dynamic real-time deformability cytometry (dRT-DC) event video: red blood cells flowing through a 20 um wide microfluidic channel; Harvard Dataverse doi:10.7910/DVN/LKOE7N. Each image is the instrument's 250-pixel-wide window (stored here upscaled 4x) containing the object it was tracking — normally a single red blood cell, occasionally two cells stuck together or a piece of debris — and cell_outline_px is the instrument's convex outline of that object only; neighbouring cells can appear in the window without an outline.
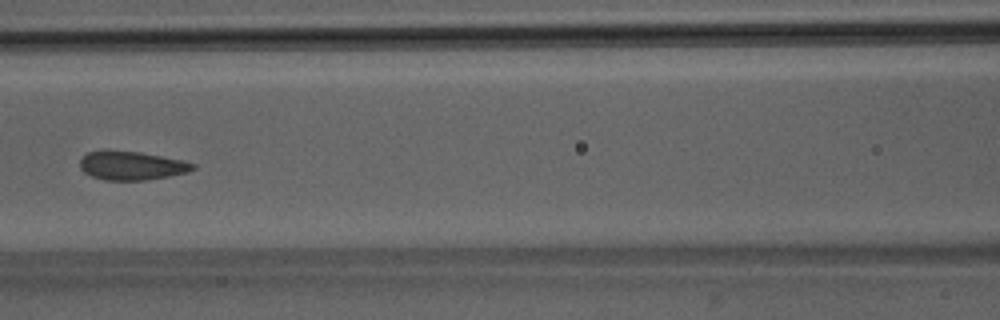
{"species": "Egyptian fruit bat (a non-hibernating species)", "species_latin": "Rousettus aegyptiacus", "temperature_condition": "room temperature", "stored_images_in_passage": 7, "camera_frame_rate_fps": 3000, "um_per_image_px": 0.085, "animal": {"sex": "male"}, "frame": {"image": 1, "passage_image": 6, "time_ms": 6.0, "image_size_px": [1000, 320], "cell_outline_px": [[196, 168], [188, 172], [168, 176], [144, 180], [104, 180], [92, 176], [84, 172], [80, 168], [80, 160], [88, 152], [140, 152], [184, 160], [196, 164]], "centroid_in_image_um": [11.24, 14.1], "position_along_channel_um": 155.4, "area_um2": 18.5}}